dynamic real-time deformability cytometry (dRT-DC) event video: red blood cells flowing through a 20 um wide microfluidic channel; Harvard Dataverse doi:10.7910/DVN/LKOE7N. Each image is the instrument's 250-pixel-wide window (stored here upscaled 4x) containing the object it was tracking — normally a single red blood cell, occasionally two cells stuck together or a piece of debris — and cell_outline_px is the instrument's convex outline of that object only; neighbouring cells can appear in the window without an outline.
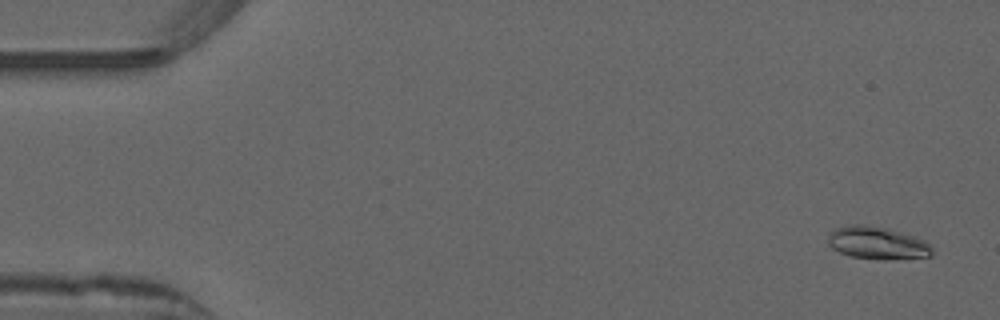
{"species": "common noctule bat (a hibernating species)", "species_latin": "Nyctalus noctula", "temperature_condition": "warm", "stored_images_in_passage": 13, "camera_frame_rate_fps": 3000, "um_per_image_px": 0.085, "animal": {"sex": "male", "forearm_length_mm": 52.5}, "frame": {"image": 1, "passage_image": 3, "time_ms": 0.667, "image_size_px": [1000, 320], "cell_outline_px": [[932, 256], [880, 260], [852, 256], [840, 252], [832, 248], [828, 244], [828, 236], [836, 228], [852, 224], [864, 224], [888, 228], [916, 236], [924, 240], [932, 248]], "centroid_in_image_um": [74.58, 20.64], "position_along_channel_um": 10.4, "area_um2": 19.77}}